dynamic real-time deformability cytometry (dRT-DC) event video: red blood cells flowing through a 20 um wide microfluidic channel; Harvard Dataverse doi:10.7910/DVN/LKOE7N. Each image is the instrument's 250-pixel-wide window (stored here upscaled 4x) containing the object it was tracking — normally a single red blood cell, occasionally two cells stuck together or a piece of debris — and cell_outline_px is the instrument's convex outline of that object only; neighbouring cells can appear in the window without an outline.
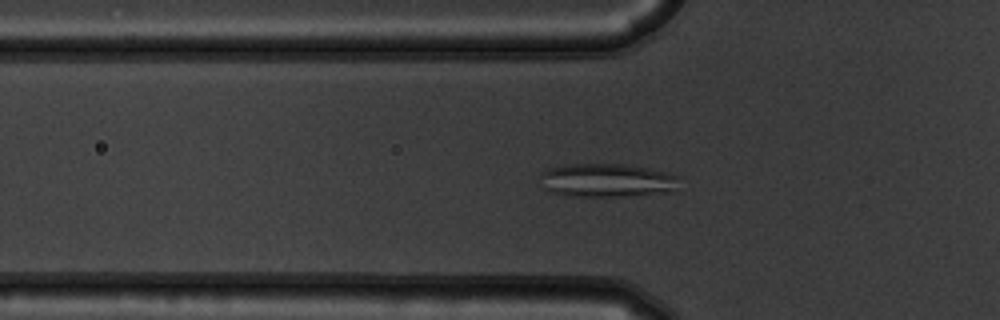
{"species": "common noctule bat (a hibernating species)", "species_latin": "Nyctalus noctula", "temperature_condition": "warm", "stored_images_in_passage": 35, "camera_frame_rate_fps": 3000, "um_per_image_px": 0.085, "animal": {"sex": "male", "body_mass_g": 19.5, "forearm_length_mm": 54.6}, "frame": {"image": 1, "passage_image": 3, "time_ms": 0.667, "image_size_px": [1000, 320], "cell_outline_px": [[680, 176], [672, 192], [624, 196], [568, 196], [548, 192], [544, 188], [540, 176], [540, 172], [548, 168], [564, 164], [628, 164], [648, 168]], "centroid_in_image_um": [51.54, 15.32], "position_along_channel_um": 74.3, "area_um2": 27.4}}
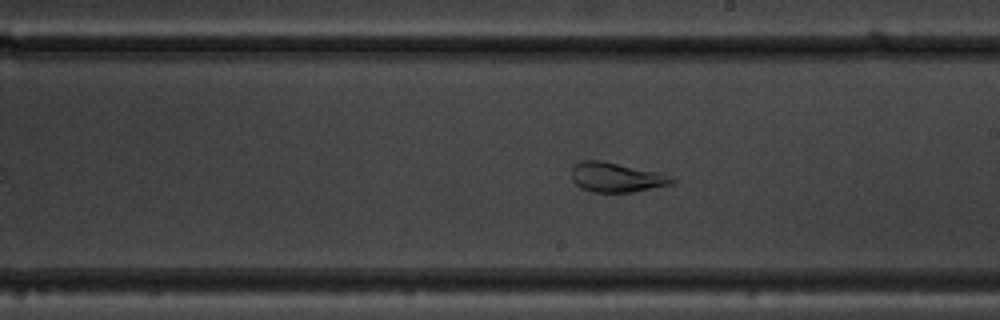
{"frame": {"image": 2, "passage_image": 16, "time_ms": 5.0, "image_size_px": [1000, 320], "cell_outline_px": [[676, 180], [672, 184], [632, 192], [592, 192], [580, 188], [572, 180], [572, 168], [580, 160], [600, 160], [660, 172]], "centroid_in_image_um": [52.36, 15.07], "position_along_channel_um": 236.6, "area_um2": 17.28}}
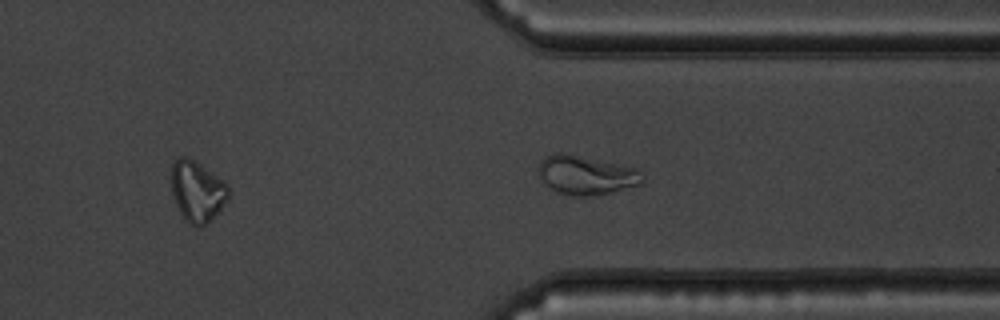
{"frame": {"image": 3, "passage_image": 26, "time_ms": 8.333, "image_size_px": [1000, 320], "cell_outline_px": [[232, 192], [228, 200], [204, 224], [192, 224], [180, 212], [176, 204], [172, 192], [172, 164], [176, 156], [188, 156], [196, 160], [224, 180], [228, 184]], "centroid_in_image_um": [16.79, 16.15], "position_along_channel_um": 394.6, "area_um2": 20.11}}